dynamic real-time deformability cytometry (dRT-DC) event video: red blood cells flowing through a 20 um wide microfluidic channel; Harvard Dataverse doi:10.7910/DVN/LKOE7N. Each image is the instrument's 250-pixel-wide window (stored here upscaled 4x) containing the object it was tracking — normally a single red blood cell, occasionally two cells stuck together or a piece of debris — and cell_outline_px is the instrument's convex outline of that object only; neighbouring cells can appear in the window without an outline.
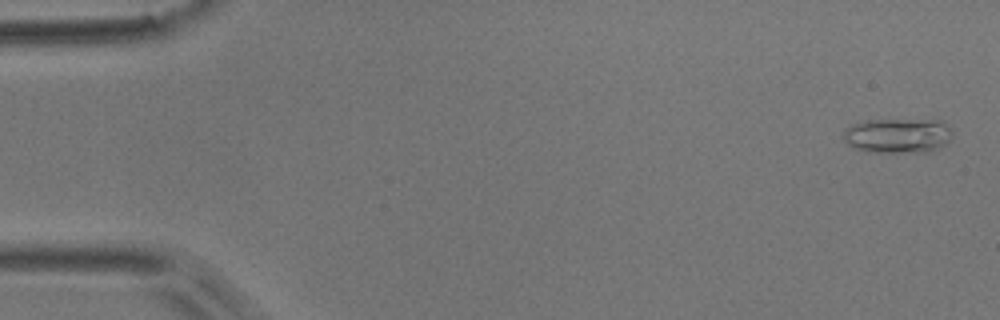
{"species": "common noctule bat (a hibernating species)", "species_latin": "Nyctalus noctula", "temperature_condition": "room temperature", "stored_images_in_passage": 4, "camera_frame_rate_fps": 3000, "um_per_image_px": 0.085, "animal": {"sex": "male", "body_mass_g": 17.9}, "frame": {"image": 1, "passage_image": 1, "time_ms": 0.0, "image_size_px": [1000, 320], "cell_outline_px": [[952, 132], [948, 140], [936, 148], [928, 152], [876, 152], [852, 148], [844, 140], [844, 128], [852, 124], [868, 120], [944, 120]], "centroid_in_image_um": [76.28, 11.51], "position_along_channel_um": 8.7, "area_um2": 21.96}}